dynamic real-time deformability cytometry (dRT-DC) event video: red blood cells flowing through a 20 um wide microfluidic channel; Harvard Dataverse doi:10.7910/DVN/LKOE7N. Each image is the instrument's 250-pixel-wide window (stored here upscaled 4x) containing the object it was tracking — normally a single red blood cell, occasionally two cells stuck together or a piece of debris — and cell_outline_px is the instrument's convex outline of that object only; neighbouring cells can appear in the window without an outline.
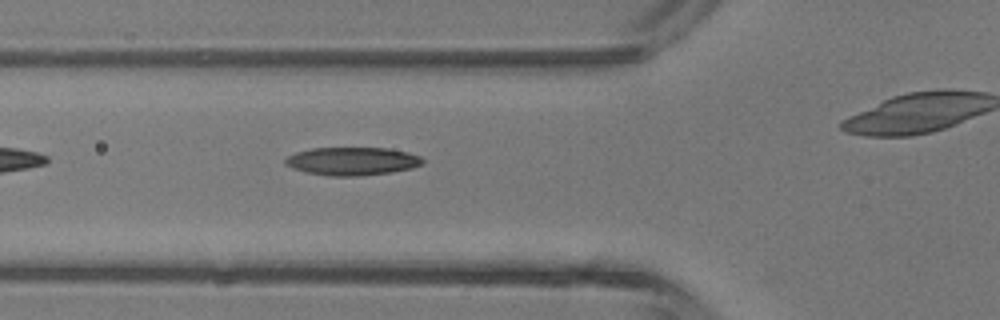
{"species": "common noctule bat (a hibernating species)", "species_latin": "Nyctalus noctula", "temperature_condition": "room temperature", "stored_images_in_passage": 5, "camera_frame_rate_fps": 3000, "um_per_image_px": 0.085, "animal": {"sex": "male", "body_mass_g": 13.3}, "frame": {"image": 1, "passage_image": 4, "time_ms": 4.333, "image_size_px": [1000, 320], "cell_outline_px": [[424, 164], [412, 168], [392, 172], [360, 176], [328, 176], [304, 172], [292, 168], [284, 164], [284, 160], [288, 156], [296, 152], [312, 148], [388, 148], [408, 152], [420, 156], [424, 160]], "centroid_in_image_um": [29.94, 13.71], "position_along_channel_um": 95.9, "area_um2": 22.72}}